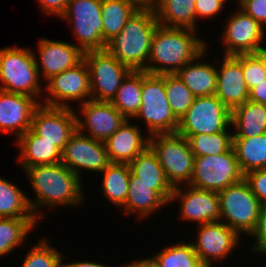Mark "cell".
Returning a JSON list of instances; mask_svg holds the SVG:
<instances>
[{"label":"cell","instance_id":"obj_21","mask_svg":"<svg viewBox=\"0 0 266 267\" xmlns=\"http://www.w3.org/2000/svg\"><path fill=\"white\" fill-rule=\"evenodd\" d=\"M39 60L35 56L36 65L39 68V76L42 72L44 80L50 79L67 69L73 68L84 59V53L74 43L42 38L38 42ZM41 64V71L40 65Z\"/></svg>","mask_w":266,"mask_h":267},{"label":"cell","instance_id":"obj_38","mask_svg":"<svg viewBox=\"0 0 266 267\" xmlns=\"http://www.w3.org/2000/svg\"><path fill=\"white\" fill-rule=\"evenodd\" d=\"M62 253L50 247L47 240L38 242L25 256L22 267H62Z\"/></svg>","mask_w":266,"mask_h":267},{"label":"cell","instance_id":"obj_1","mask_svg":"<svg viewBox=\"0 0 266 267\" xmlns=\"http://www.w3.org/2000/svg\"><path fill=\"white\" fill-rule=\"evenodd\" d=\"M24 170L36 195L37 200L28 197V202L37 219L44 217L42 211L39 213V207L74 206L84 202L81 178L62 163L31 166Z\"/></svg>","mask_w":266,"mask_h":267},{"label":"cell","instance_id":"obj_37","mask_svg":"<svg viewBox=\"0 0 266 267\" xmlns=\"http://www.w3.org/2000/svg\"><path fill=\"white\" fill-rule=\"evenodd\" d=\"M164 84L171 110L180 120L193 104L195 96L176 74H164Z\"/></svg>","mask_w":266,"mask_h":267},{"label":"cell","instance_id":"obj_35","mask_svg":"<svg viewBox=\"0 0 266 267\" xmlns=\"http://www.w3.org/2000/svg\"><path fill=\"white\" fill-rule=\"evenodd\" d=\"M227 130L207 134L183 135L188 139L195 157L218 155L227 152L233 146V135Z\"/></svg>","mask_w":266,"mask_h":267},{"label":"cell","instance_id":"obj_15","mask_svg":"<svg viewBox=\"0 0 266 267\" xmlns=\"http://www.w3.org/2000/svg\"><path fill=\"white\" fill-rule=\"evenodd\" d=\"M235 12L229 18L226 17L229 20L224 33H222V41L226 46L224 55L236 56L266 50L265 47L260 46L265 37L264 28L266 27H263L241 9Z\"/></svg>","mask_w":266,"mask_h":267},{"label":"cell","instance_id":"obj_31","mask_svg":"<svg viewBox=\"0 0 266 267\" xmlns=\"http://www.w3.org/2000/svg\"><path fill=\"white\" fill-rule=\"evenodd\" d=\"M129 182H143L145 184H170L159 163L156 153L148 146L129 164Z\"/></svg>","mask_w":266,"mask_h":267},{"label":"cell","instance_id":"obj_4","mask_svg":"<svg viewBox=\"0 0 266 267\" xmlns=\"http://www.w3.org/2000/svg\"><path fill=\"white\" fill-rule=\"evenodd\" d=\"M28 48L5 47L0 49V89L33 97L43 95L35 55Z\"/></svg>","mask_w":266,"mask_h":267},{"label":"cell","instance_id":"obj_16","mask_svg":"<svg viewBox=\"0 0 266 267\" xmlns=\"http://www.w3.org/2000/svg\"><path fill=\"white\" fill-rule=\"evenodd\" d=\"M197 232V241L192 245L205 267H212V259L226 258L239 243L240 234L223 220L200 224Z\"/></svg>","mask_w":266,"mask_h":267},{"label":"cell","instance_id":"obj_40","mask_svg":"<svg viewBox=\"0 0 266 267\" xmlns=\"http://www.w3.org/2000/svg\"><path fill=\"white\" fill-rule=\"evenodd\" d=\"M244 179L262 205H266V169L247 172Z\"/></svg>","mask_w":266,"mask_h":267},{"label":"cell","instance_id":"obj_46","mask_svg":"<svg viewBox=\"0 0 266 267\" xmlns=\"http://www.w3.org/2000/svg\"><path fill=\"white\" fill-rule=\"evenodd\" d=\"M138 9H151L155 10L159 4V0H129Z\"/></svg>","mask_w":266,"mask_h":267},{"label":"cell","instance_id":"obj_48","mask_svg":"<svg viewBox=\"0 0 266 267\" xmlns=\"http://www.w3.org/2000/svg\"><path fill=\"white\" fill-rule=\"evenodd\" d=\"M62 267H112V266H107V265H103L100 263H93V262H72V263H68V264H63L62 261Z\"/></svg>","mask_w":266,"mask_h":267},{"label":"cell","instance_id":"obj_13","mask_svg":"<svg viewBox=\"0 0 266 267\" xmlns=\"http://www.w3.org/2000/svg\"><path fill=\"white\" fill-rule=\"evenodd\" d=\"M61 163L81 177L82 169L101 173L112 162L104 142L76 130L62 151Z\"/></svg>","mask_w":266,"mask_h":267},{"label":"cell","instance_id":"obj_23","mask_svg":"<svg viewBox=\"0 0 266 267\" xmlns=\"http://www.w3.org/2000/svg\"><path fill=\"white\" fill-rule=\"evenodd\" d=\"M140 127L127 120L104 143L112 163L129 164L149 146V136L141 135Z\"/></svg>","mask_w":266,"mask_h":267},{"label":"cell","instance_id":"obj_28","mask_svg":"<svg viewBox=\"0 0 266 267\" xmlns=\"http://www.w3.org/2000/svg\"><path fill=\"white\" fill-rule=\"evenodd\" d=\"M233 148L242 173L266 169V133L250 138H233Z\"/></svg>","mask_w":266,"mask_h":267},{"label":"cell","instance_id":"obj_47","mask_svg":"<svg viewBox=\"0 0 266 267\" xmlns=\"http://www.w3.org/2000/svg\"><path fill=\"white\" fill-rule=\"evenodd\" d=\"M123 267H158L156 265V263L150 258H147V259H140L139 260H136V261H133V263H125V265Z\"/></svg>","mask_w":266,"mask_h":267},{"label":"cell","instance_id":"obj_2","mask_svg":"<svg viewBox=\"0 0 266 267\" xmlns=\"http://www.w3.org/2000/svg\"><path fill=\"white\" fill-rule=\"evenodd\" d=\"M196 31L159 25L152 38L146 72L155 75L175 74L196 59L208 45L196 36Z\"/></svg>","mask_w":266,"mask_h":267},{"label":"cell","instance_id":"obj_36","mask_svg":"<svg viewBox=\"0 0 266 267\" xmlns=\"http://www.w3.org/2000/svg\"><path fill=\"white\" fill-rule=\"evenodd\" d=\"M158 267H205L191 243L167 246L151 258Z\"/></svg>","mask_w":266,"mask_h":267},{"label":"cell","instance_id":"obj_24","mask_svg":"<svg viewBox=\"0 0 266 267\" xmlns=\"http://www.w3.org/2000/svg\"><path fill=\"white\" fill-rule=\"evenodd\" d=\"M16 140L20 150L19 163L23 169L31 166L61 163L62 151L51 142L43 140L31 129Z\"/></svg>","mask_w":266,"mask_h":267},{"label":"cell","instance_id":"obj_30","mask_svg":"<svg viewBox=\"0 0 266 267\" xmlns=\"http://www.w3.org/2000/svg\"><path fill=\"white\" fill-rule=\"evenodd\" d=\"M142 71H131L121 83L112 105L127 119H134L141 106Z\"/></svg>","mask_w":266,"mask_h":267},{"label":"cell","instance_id":"obj_8","mask_svg":"<svg viewBox=\"0 0 266 267\" xmlns=\"http://www.w3.org/2000/svg\"><path fill=\"white\" fill-rule=\"evenodd\" d=\"M244 178L233 146L225 153L194 158L193 174L189 185L208 191L220 192Z\"/></svg>","mask_w":266,"mask_h":267},{"label":"cell","instance_id":"obj_27","mask_svg":"<svg viewBox=\"0 0 266 267\" xmlns=\"http://www.w3.org/2000/svg\"><path fill=\"white\" fill-rule=\"evenodd\" d=\"M155 13L161 26L197 29L195 0H159Z\"/></svg>","mask_w":266,"mask_h":267},{"label":"cell","instance_id":"obj_39","mask_svg":"<svg viewBox=\"0 0 266 267\" xmlns=\"http://www.w3.org/2000/svg\"><path fill=\"white\" fill-rule=\"evenodd\" d=\"M242 69L249 91L266 81V50L242 54Z\"/></svg>","mask_w":266,"mask_h":267},{"label":"cell","instance_id":"obj_7","mask_svg":"<svg viewBox=\"0 0 266 267\" xmlns=\"http://www.w3.org/2000/svg\"><path fill=\"white\" fill-rule=\"evenodd\" d=\"M220 200V221L225 219L226 225L251 236L256 229L262 204L251 191L243 178L239 182L218 192Z\"/></svg>","mask_w":266,"mask_h":267},{"label":"cell","instance_id":"obj_34","mask_svg":"<svg viewBox=\"0 0 266 267\" xmlns=\"http://www.w3.org/2000/svg\"><path fill=\"white\" fill-rule=\"evenodd\" d=\"M37 221V218L0 217V256L11 253L15 247L21 245Z\"/></svg>","mask_w":266,"mask_h":267},{"label":"cell","instance_id":"obj_41","mask_svg":"<svg viewBox=\"0 0 266 267\" xmlns=\"http://www.w3.org/2000/svg\"><path fill=\"white\" fill-rule=\"evenodd\" d=\"M245 14L251 16L263 27L266 26V0H241L238 3Z\"/></svg>","mask_w":266,"mask_h":267},{"label":"cell","instance_id":"obj_11","mask_svg":"<svg viewBox=\"0 0 266 267\" xmlns=\"http://www.w3.org/2000/svg\"><path fill=\"white\" fill-rule=\"evenodd\" d=\"M90 82L91 99L111 102L126 76L132 71L121 64L107 49L84 53Z\"/></svg>","mask_w":266,"mask_h":267},{"label":"cell","instance_id":"obj_19","mask_svg":"<svg viewBox=\"0 0 266 267\" xmlns=\"http://www.w3.org/2000/svg\"><path fill=\"white\" fill-rule=\"evenodd\" d=\"M223 58L221 68L217 69L215 95L232 112L249 100V89L243 75L242 54Z\"/></svg>","mask_w":266,"mask_h":267},{"label":"cell","instance_id":"obj_6","mask_svg":"<svg viewBox=\"0 0 266 267\" xmlns=\"http://www.w3.org/2000/svg\"><path fill=\"white\" fill-rule=\"evenodd\" d=\"M149 146L156 153L168 182L173 188L189 185L194 166V154L188 139L178 132L149 137Z\"/></svg>","mask_w":266,"mask_h":267},{"label":"cell","instance_id":"obj_18","mask_svg":"<svg viewBox=\"0 0 266 267\" xmlns=\"http://www.w3.org/2000/svg\"><path fill=\"white\" fill-rule=\"evenodd\" d=\"M188 187V188H187ZM181 188V189H180ZM186 190L181 186L175 187L171 200H180V217L195 223L205 224L220 221V200L218 192L199 189L186 185ZM181 198V199H180Z\"/></svg>","mask_w":266,"mask_h":267},{"label":"cell","instance_id":"obj_25","mask_svg":"<svg viewBox=\"0 0 266 267\" xmlns=\"http://www.w3.org/2000/svg\"><path fill=\"white\" fill-rule=\"evenodd\" d=\"M206 49L175 74L191 90L195 97L215 95L217 85V68L213 64L204 63ZM200 59V60H199ZM196 62V63H195Z\"/></svg>","mask_w":266,"mask_h":267},{"label":"cell","instance_id":"obj_10","mask_svg":"<svg viewBox=\"0 0 266 267\" xmlns=\"http://www.w3.org/2000/svg\"><path fill=\"white\" fill-rule=\"evenodd\" d=\"M231 122V111L216 95L195 97L179 120L177 132L181 135H211L229 130Z\"/></svg>","mask_w":266,"mask_h":267},{"label":"cell","instance_id":"obj_45","mask_svg":"<svg viewBox=\"0 0 266 267\" xmlns=\"http://www.w3.org/2000/svg\"><path fill=\"white\" fill-rule=\"evenodd\" d=\"M249 101L266 105V81H263L249 91Z\"/></svg>","mask_w":266,"mask_h":267},{"label":"cell","instance_id":"obj_43","mask_svg":"<svg viewBox=\"0 0 266 267\" xmlns=\"http://www.w3.org/2000/svg\"><path fill=\"white\" fill-rule=\"evenodd\" d=\"M226 0H195L196 22L198 18L209 19L224 7Z\"/></svg>","mask_w":266,"mask_h":267},{"label":"cell","instance_id":"obj_29","mask_svg":"<svg viewBox=\"0 0 266 267\" xmlns=\"http://www.w3.org/2000/svg\"><path fill=\"white\" fill-rule=\"evenodd\" d=\"M136 10L129 0H102V38L106 44L122 31Z\"/></svg>","mask_w":266,"mask_h":267},{"label":"cell","instance_id":"obj_12","mask_svg":"<svg viewBox=\"0 0 266 267\" xmlns=\"http://www.w3.org/2000/svg\"><path fill=\"white\" fill-rule=\"evenodd\" d=\"M46 99L41 104L52 107H70L69 101L85 103L91 100V82L86 61L52 76L47 81ZM88 97V98H87ZM85 99V100H84Z\"/></svg>","mask_w":266,"mask_h":267},{"label":"cell","instance_id":"obj_17","mask_svg":"<svg viewBox=\"0 0 266 267\" xmlns=\"http://www.w3.org/2000/svg\"><path fill=\"white\" fill-rule=\"evenodd\" d=\"M80 105L85 121L76 117L77 130L84 133L88 128L84 135L95 140L105 142L127 121L111 102L91 99Z\"/></svg>","mask_w":266,"mask_h":267},{"label":"cell","instance_id":"obj_22","mask_svg":"<svg viewBox=\"0 0 266 267\" xmlns=\"http://www.w3.org/2000/svg\"><path fill=\"white\" fill-rule=\"evenodd\" d=\"M174 188L171 184H145L143 182H129L128 195L123 206L127 216L133 211L139 218L155 213L159 207L169 204Z\"/></svg>","mask_w":266,"mask_h":267},{"label":"cell","instance_id":"obj_26","mask_svg":"<svg viewBox=\"0 0 266 267\" xmlns=\"http://www.w3.org/2000/svg\"><path fill=\"white\" fill-rule=\"evenodd\" d=\"M233 138H250L266 133V105L246 101L231 112Z\"/></svg>","mask_w":266,"mask_h":267},{"label":"cell","instance_id":"obj_14","mask_svg":"<svg viewBox=\"0 0 266 267\" xmlns=\"http://www.w3.org/2000/svg\"><path fill=\"white\" fill-rule=\"evenodd\" d=\"M76 117L72 107L40 104L33 113L30 129L63 151L69 138L77 130Z\"/></svg>","mask_w":266,"mask_h":267},{"label":"cell","instance_id":"obj_44","mask_svg":"<svg viewBox=\"0 0 266 267\" xmlns=\"http://www.w3.org/2000/svg\"><path fill=\"white\" fill-rule=\"evenodd\" d=\"M69 0H37L42 10L48 15L60 17L64 14Z\"/></svg>","mask_w":266,"mask_h":267},{"label":"cell","instance_id":"obj_20","mask_svg":"<svg viewBox=\"0 0 266 267\" xmlns=\"http://www.w3.org/2000/svg\"><path fill=\"white\" fill-rule=\"evenodd\" d=\"M40 104L33 97L0 89V132H14L18 139L31 128L33 113Z\"/></svg>","mask_w":266,"mask_h":267},{"label":"cell","instance_id":"obj_9","mask_svg":"<svg viewBox=\"0 0 266 267\" xmlns=\"http://www.w3.org/2000/svg\"><path fill=\"white\" fill-rule=\"evenodd\" d=\"M101 5L102 0H69L61 16L73 24L74 36L83 53L106 49L102 38Z\"/></svg>","mask_w":266,"mask_h":267},{"label":"cell","instance_id":"obj_3","mask_svg":"<svg viewBox=\"0 0 266 267\" xmlns=\"http://www.w3.org/2000/svg\"><path fill=\"white\" fill-rule=\"evenodd\" d=\"M158 26L155 10L138 9L122 31L107 43L106 49L132 71H146L152 38Z\"/></svg>","mask_w":266,"mask_h":267},{"label":"cell","instance_id":"obj_32","mask_svg":"<svg viewBox=\"0 0 266 267\" xmlns=\"http://www.w3.org/2000/svg\"><path fill=\"white\" fill-rule=\"evenodd\" d=\"M103 173L102 190L116 206H124L128 195L130 168L128 164L111 163Z\"/></svg>","mask_w":266,"mask_h":267},{"label":"cell","instance_id":"obj_42","mask_svg":"<svg viewBox=\"0 0 266 267\" xmlns=\"http://www.w3.org/2000/svg\"><path fill=\"white\" fill-rule=\"evenodd\" d=\"M256 238L252 252H260L266 256V205H262L256 229L251 233Z\"/></svg>","mask_w":266,"mask_h":267},{"label":"cell","instance_id":"obj_33","mask_svg":"<svg viewBox=\"0 0 266 267\" xmlns=\"http://www.w3.org/2000/svg\"><path fill=\"white\" fill-rule=\"evenodd\" d=\"M0 217L36 218L30 208L27 194L2 177H0Z\"/></svg>","mask_w":266,"mask_h":267},{"label":"cell","instance_id":"obj_5","mask_svg":"<svg viewBox=\"0 0 266 267\" xmlns=\"http://www.w3.org/2000/svg\"><path fill=\"white\" fill-rule=\"evenodd\" d=\"M141 117L148 126L149 137L177 132L179 120L168 103L164 74L155 75L142 71L141 106L134 118Z\"/></svg>","mask_w":266,"mask_h":267}]
</instances>
